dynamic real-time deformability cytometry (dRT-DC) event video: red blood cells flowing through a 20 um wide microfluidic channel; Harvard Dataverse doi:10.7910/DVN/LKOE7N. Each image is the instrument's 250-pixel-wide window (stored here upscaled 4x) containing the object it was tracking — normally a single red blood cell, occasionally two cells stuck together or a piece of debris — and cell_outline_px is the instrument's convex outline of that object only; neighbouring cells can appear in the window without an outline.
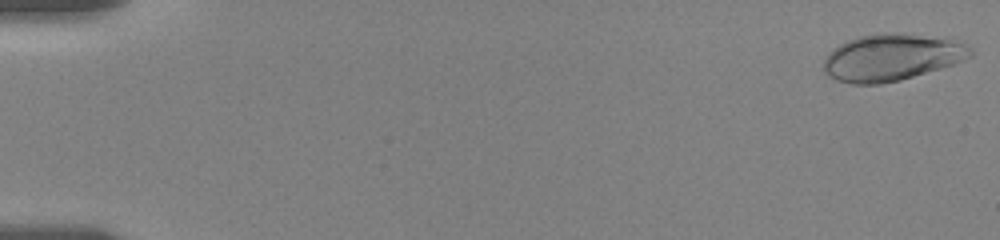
{"species": "human", "species_latin": "Homo sapiens", "temperature_condition": "room temperature", "stored_images_in_passage": 28, "camera_frame_rate_fps": 3000, "um_per_image_px": 0.085, "donor": {"sex": "female"}, "frame": {"image": 1, "passage_image": 1, "time_ms": 0.0, "image_size_px": [1000, 240], "cell_outline_px": [[972, 56], [952, 64], [940, 68], [900, 80], [880, 84], [852, 84], [836, 80], [828, 76], [824, 72], [824, 60], [828, 52], [832, 48], [848, 40], [860, 36], [880, 32], [888, 32], [948, 40], [968, 44], [972, 48]], "centroid_in_image_um": [75.72, 4.89], "position_along_channel_um": 9.3, "area_um2": 39.54}}
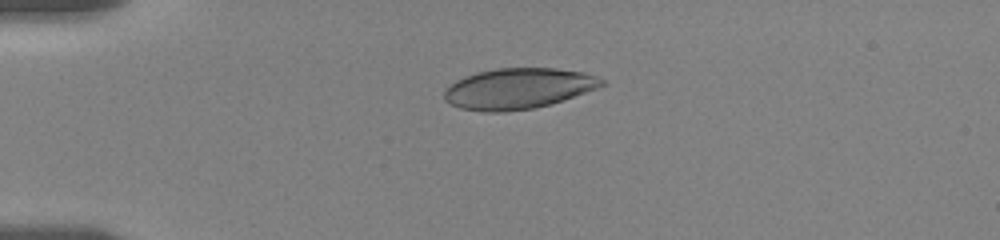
{"frame": {"image": 2, "passage_image": 21, "time_ms": 4.333, "image_size_px": [1000, 240], "cell_outline_px": [[608, 84], [552, 104], [532, 108], [504, 112], [484, 112], [460, 108], [444, 100], [444, 88], [448, 84], [464, 76], [476, 72], [496, 68], [556, 68], [584, 72], [596, 76], [604, 80]], "centroid_in_image_um": [44.03, 7.52], "position_along_channel_um": 41.0, "area_um2": 37.69}}